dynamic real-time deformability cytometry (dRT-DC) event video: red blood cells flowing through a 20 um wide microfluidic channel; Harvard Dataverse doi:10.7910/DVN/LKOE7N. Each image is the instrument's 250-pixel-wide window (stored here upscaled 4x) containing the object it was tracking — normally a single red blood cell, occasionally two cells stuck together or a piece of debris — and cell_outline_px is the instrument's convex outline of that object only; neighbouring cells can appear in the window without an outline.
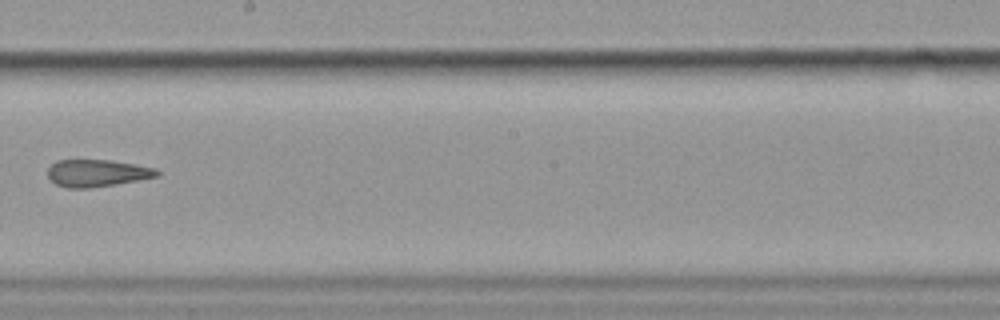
{"species": "common noctule bat (a hibernating species)", "species_latin": "Nyctalus noctula", "temperature_condition": "cold", "stored_images_in_passage": 8, "camera_frame_rate_fps": 3000, "um_per_image_px": 0.085, "animal": {"sex": "female", "body_mass_g": 19.9}, "frame": {"image": 1, "passage_image": 8, "time_ms": 9.0, "image_size_px": [1000, 320], "cell_outline_px": [[160, 176], [116, 184], [92, 188], [68, 188], [56, 184], [48, 176], [48, 168], [56, 160], [112, 160], [136, 164], [156, 168], [160, 172]], "centroid_in_image_um": [8.28, 14.71], "position_along_channel_um": 239.9, "area_um2": 17.4}}